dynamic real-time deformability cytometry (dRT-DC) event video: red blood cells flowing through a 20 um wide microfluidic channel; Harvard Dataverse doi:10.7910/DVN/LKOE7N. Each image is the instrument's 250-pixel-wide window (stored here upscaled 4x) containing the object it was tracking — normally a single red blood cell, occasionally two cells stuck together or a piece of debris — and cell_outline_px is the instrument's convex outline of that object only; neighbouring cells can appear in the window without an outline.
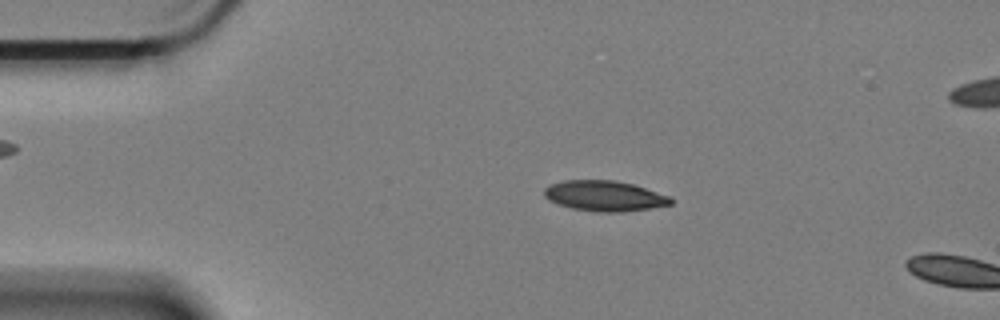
{"species": "Egyptian fruit bat (a non-hibernating species)", "species_latin": "Rousettus aegyptiacus", "temperature_condition": "cold", "stored_images_in_passage": 9, "camera_frame_rate_fps": 3000, "um_per_image_px": 0.085, "animal": {"sex": "female"}, "frame": {"image": 1, "passage_image": 7, "time_ms": 2.0, "image_size_px": [1000, 320], "cell_outline_px": [[672, 204], [624, 212], [596, 212], [572, 208], [548, 200], [544, 196], [544, 188], [552, 184], [564, 180], [612, 180], [632, 184], [668, 196], [672, 200]], "centroid_in_image_um": [51.34, 16.65], "position_along_channel_um": 33.7, "area_um2": 22.14}}